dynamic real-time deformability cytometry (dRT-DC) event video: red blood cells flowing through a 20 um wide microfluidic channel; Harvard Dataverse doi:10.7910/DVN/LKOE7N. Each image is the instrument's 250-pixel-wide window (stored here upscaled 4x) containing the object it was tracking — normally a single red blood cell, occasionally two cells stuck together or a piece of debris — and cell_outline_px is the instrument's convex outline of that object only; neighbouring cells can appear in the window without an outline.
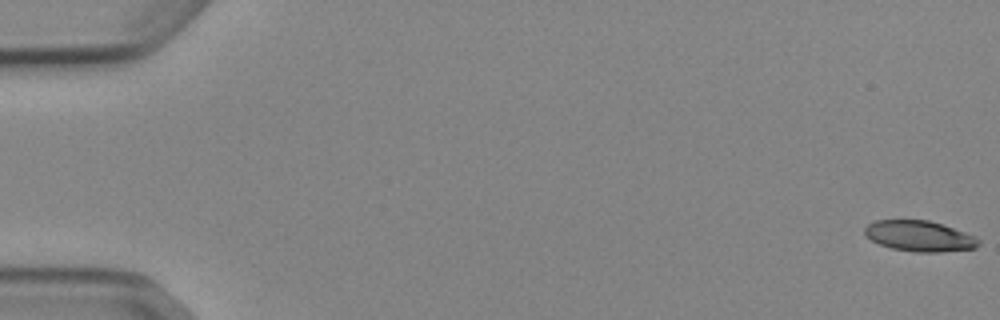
{"species": "Egyptian fruit bat (a non-hibernating species)", "species_latin": "Rousettus aegyptiacus", "temperature_condition": "cold", "stored_images_in_passage": 53, "camera_frame_rate_fps": 3000, "um_per_image_px": 0.085, "animal": {"sex": "female"}, "frame": {"image": 1, "passage_image": 1, "time_ms": 0.0, "image_size_px": [1000, 320], "cell_outline_px": [[980, 244], [976, 248], [940, 252], [916, 252], [892, 248], [880, 244], [864, 236], [864, 228], [868, 224], [876, 220], [928, 220], [976, 236], [980, 240]], "centroid_in_image_um": [78.15, 20.07], "position_along_channel_um": 6.9, "area_um2": 20.29}}
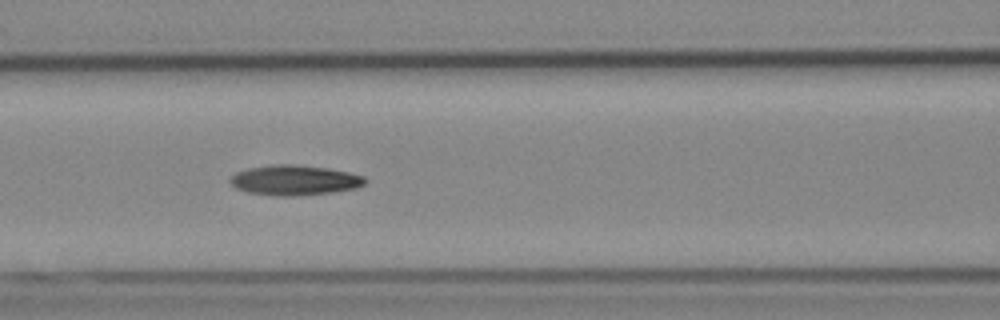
{"frame": {"image": 2, "passage_image": 24, "time_ms": 7.667, "image_size_px": [1000, 320], "cell_outline_px": [[368, 180], [364, 184], [356, 188], [332, 192], [284, 196], [280, 196], [248, 192], [236, 188], [228, 180], [236, 172], [248, 168], [272, 164], [296, 164], [328, 168], [348, 172], [364, 176]], "centroid_in_image_um": [25.04, 15.3], "position_along_channel_um": 141.6, "area_um2": 23.52}}
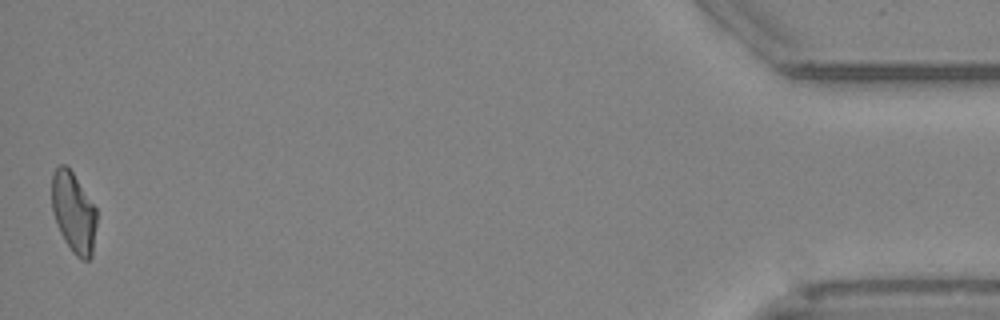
{"frame": {"image": 3, "passage_image": 53, "time_ms": 17.333, "image_size_px": [1000, 320], "cell_outline_px": [[96, 224], [92, 256], [88, 260], [84, 260], [76, 256], [72, 252], [64, 240], [60, 232], [52, 208], [52, 172], [60, 164], [64, 164], [72, 172], [96, 208]], "centroid_in_image_um": [6.25, 18.07], "position_along_channel_um": 428.9, "area_um2": 20.81}, "authors_computed_cell_mechanics": {"area_um2": 22.1374, "velocity_mm_per_s": 3.8763, "shape_relaxation_time_tau1_ms": null, "shape_relaxation_time_tau2_ms": 8.8407, "deformation_change_tau1": null, "deformation_change_tau2": 0.1898}}